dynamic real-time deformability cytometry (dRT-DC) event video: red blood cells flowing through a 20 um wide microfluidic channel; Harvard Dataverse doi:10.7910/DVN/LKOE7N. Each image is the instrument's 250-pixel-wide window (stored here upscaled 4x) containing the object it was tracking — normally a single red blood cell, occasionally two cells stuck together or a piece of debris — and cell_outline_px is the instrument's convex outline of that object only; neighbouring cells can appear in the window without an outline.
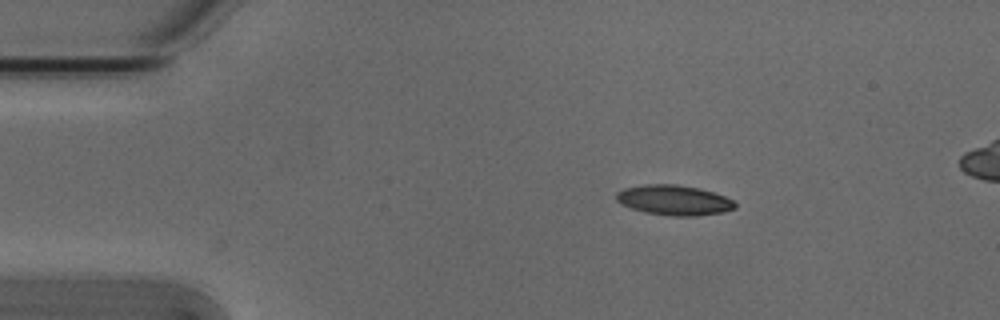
{"species": "Egyptian fruit bat (a non-hibernating species)", "species_latin": "Rousettus aegyptiacus", "temperature_condition": "cold", "stored_images_in_passage": 4, "segment_of_instrument_passage": [1, 2], "camera_frame_rate_fps": 3000, "um_per_image_px": 0.085, "animal": {"sex": "male"}, "frame": {"image": 1, "passage_image": 2, "time_ms": 0.333, "image_size_px": [1000, 320], "cell_outline_px": [[736, 208], [724, 212], [692, 216], [676, 216], [644, 212], [620, 204], [616, 200], [616, 192], [624, 188], [644, 184], [676, 184], [696, 188], [712, 192], [724, 196], [732, 200], [736, 204]], "centroid_in_image_um": [57.26, 17.01], "position_along_channel_um": 27.7, "area_um2": 20.69}}